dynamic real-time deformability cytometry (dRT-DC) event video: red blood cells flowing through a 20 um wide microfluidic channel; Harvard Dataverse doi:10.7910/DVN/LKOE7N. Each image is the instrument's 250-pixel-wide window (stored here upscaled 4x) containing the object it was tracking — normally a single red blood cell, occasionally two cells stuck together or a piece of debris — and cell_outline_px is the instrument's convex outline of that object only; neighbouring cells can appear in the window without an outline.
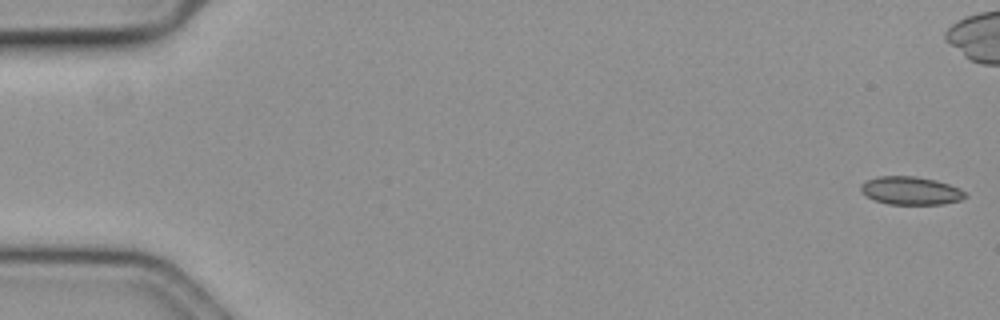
{"species": "common noctule bat (a hibernating species)", "species_latin": "Nyctalus noctula", "temperature_condition": "cold", "stored_images_in_passage": 52, "camera_frame_rate_fps": 3000, "um_per_image_px": 0.085, "animal": {"sex": "female", "body_mass_g": 19.3, "forearm_length_mm": 54.1}, "frame": {"image": 1, "passage_image": 1, "time_ms": 0.0, "image_size_px": [1000, 320], "cell_outline_px": [[968, 196], [960, 200], [944, 204], [888, 204], [876, 200], [860, 192], [860, 184], [868, 180], [880, 176], [916, 176], [936, 180], [960, 188]], "centroid_in_image_um": [77.42, 16.2], "position_along_channel_um": 7.6, "area_um2": 17.05}}
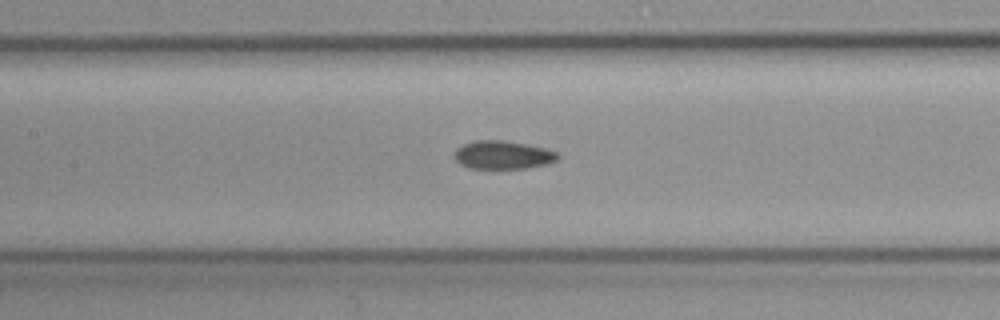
{"frame": {"image": 2, "passage_image": 27, "time_ms": 8.667, "image_size_px": [1000, 320], "cell_outline_px": [[560, 156], [556, 160], [548, 164], [528, 168], [468, 168], [460, 164], [452, 156], [456, 148], [464, 144], [476, 140], [504, 140], [528, 144], [548, 148], [560, 152]], "centroid_in_image_um": [42.78, 13.16], "position_along_channel_um": 164.6, "area_um2": 17.4}}
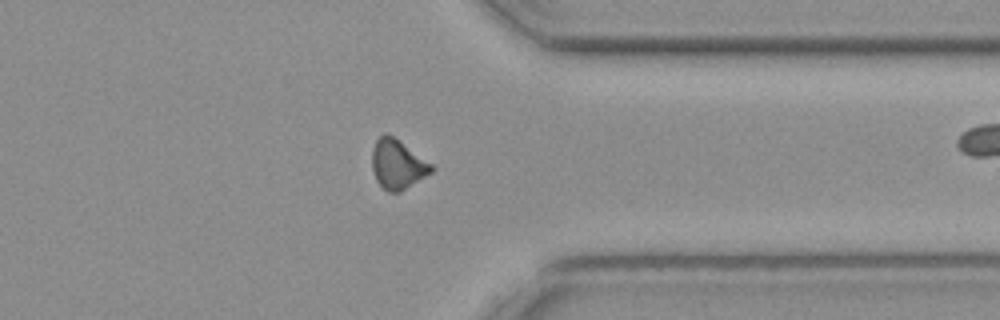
{"frame": {"image": 3, "passage_image": 45, "time_ms": 14.667, "image_size_px": [1000, 320], "cell_outline_px": [[436, 168], [432, 172], [400, 192], [388, 192], [376, 180], [372, 168], [372, 148], [376, 140], [384, 132], [392, 136], [432, 164]], "centroid_in_image_um": [33.78, 13.97], "position_along_channel_um": 377.6, "area_um2": 16.88}}